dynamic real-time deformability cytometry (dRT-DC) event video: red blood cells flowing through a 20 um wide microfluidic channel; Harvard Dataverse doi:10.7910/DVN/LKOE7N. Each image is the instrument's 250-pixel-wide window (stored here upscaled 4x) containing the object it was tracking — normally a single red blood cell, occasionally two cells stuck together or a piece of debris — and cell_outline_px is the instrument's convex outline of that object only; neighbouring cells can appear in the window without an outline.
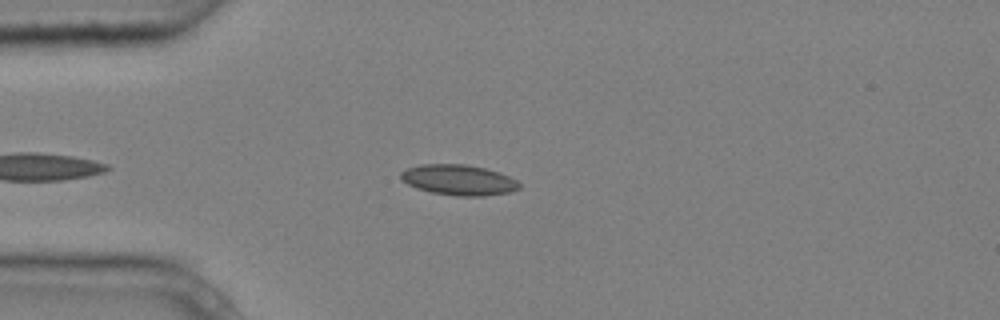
{"species": "common noctule bat (a hibernating species)", "species_latin": "Nyctalus noctula", "temperature_condition": "cold", "stored_images_in_passage": 6, "camera_frame_rate_fps": 3000, "um_per_image_px": 0.085, "animal": {"sex": "male", "body_mass_g": 20.4}, "frame": {"image": 1, "passage_image": 2, "time_ms": 0.333, "image_size_px": [1000, 320], "cell_outline_px": [[520, 188], [508, 192], [484, 196], [456, 196], [432, 192], [416, 188], [408, 184], [400, 176], [400, 172], [408, 168], [420, 164], [464, 164], [484, 168], [500, 172], [516, 180], [520, 184]], "centroid_in_image_um": [38.99, 15.29], "position_along_channel_um": 46.0, "area_um2": 20.92}}
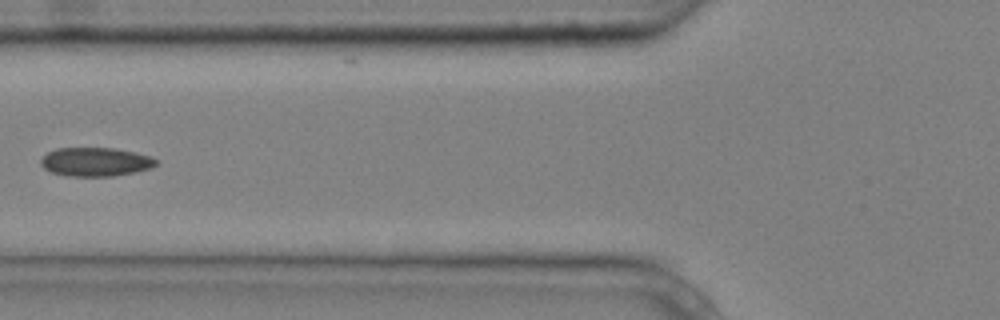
{"frame": {"image": 2, "passage_image": 4, "time_ms": 1.0, "image_size_px": [1000, 320], "cell_outline_px": [[156, 164], [152, 168], [112, 176], [68, 176], [52, 172], [44, 168], [40, 164], [40, 160], [48, 152], [56, 148], [116, 148], [148, 156], [156, 160]], "centroid_in_image_um": [8.08, 13.75], "position_along_channel_um": 117.7, "area_um2": 19.07}}